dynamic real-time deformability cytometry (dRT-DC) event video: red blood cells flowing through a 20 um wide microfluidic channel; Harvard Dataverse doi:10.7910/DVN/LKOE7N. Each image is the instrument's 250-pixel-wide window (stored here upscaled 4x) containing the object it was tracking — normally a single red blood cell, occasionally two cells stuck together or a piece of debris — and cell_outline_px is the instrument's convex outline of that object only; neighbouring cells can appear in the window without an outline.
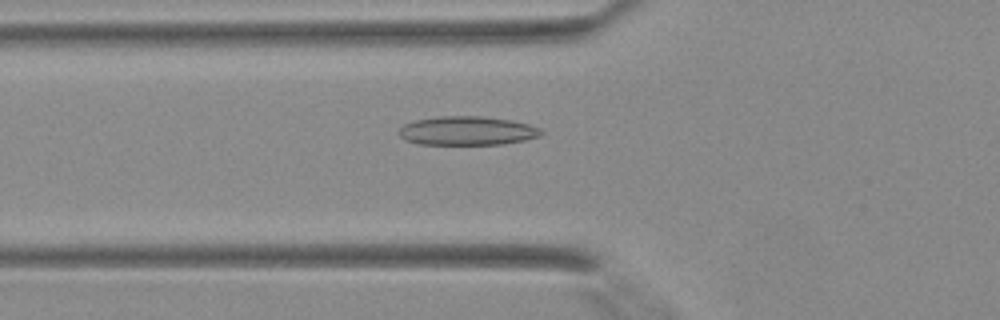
{"species": "Egyptian fruit bat (a non-hibernating species)", "species_latin": "Rousettus aegyptiacus", "temperature_condition": "warm", "stored_images_in_passage": 43, "segment_of_instrument_passage": [1, 2], "camera_frame_rate_fps": 3000, "um_per_image_px": 0.085, "animal": {"sex": "female"}, "frame": {"image": 1, "passage_image": 16, "time_ms": 5.0, "image_size_px": [1000, 320], "cell_outline_px": [[544, 132], [540, 136], [524, 140], [504, 144], [420, 144], [404, 140], [400, 136], [400, 128], [404, 124], [416, 120], [440, 116], [480, 116], [512, 120], [528, 124], [540, 128]], "centroid_in_image_um": [39.73, 11.11], "position_along_channel_um": 86.1, "area_um2": 23.87}}
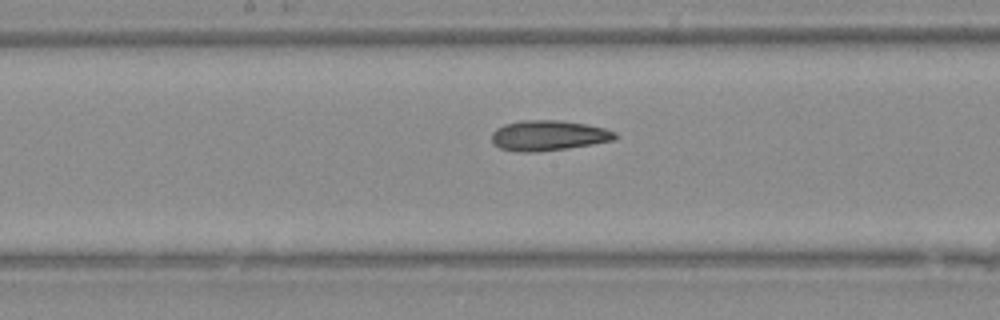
{"frame": {"image": 2, "passage_image": 23, "time_ms": 7.333, "image_size_px": [1000, 320], "cell_outline_px": [[616, 140], [568, 148], [536, 152], [520, 152], [500, 148], [492, 144], [492, 132], [496, 128], [504, 124], [520, 120], [560, 120], [584, 124], [604, 128], [616, 132]], "centroid_in_image_um": [46.59, 11.52], "position_along_channel_um": 201.6, "area_um2": 21.85}}
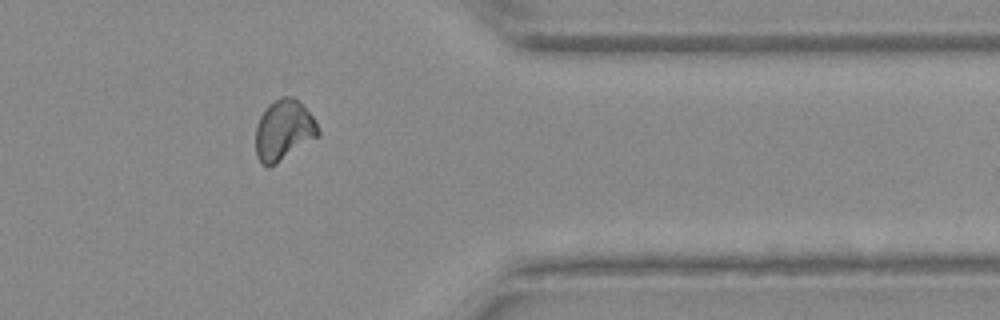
{"frame": {"image": 3, "passage_image": 35, "time_ms": 11.333, "image_size_px": [1000, 320], "cell_outline_px": [[320, 132], [316, 136], [276, 164], [268, 168], [260, 164], [256, 156], [256, 124], [260, 116], [268, 104], [280, 96], [292, 96], [312, 116]], "centroid_in_image_um": [24.05, 11.08], "position_along_channel_um": 387.4, "area_um2": 21.73}}